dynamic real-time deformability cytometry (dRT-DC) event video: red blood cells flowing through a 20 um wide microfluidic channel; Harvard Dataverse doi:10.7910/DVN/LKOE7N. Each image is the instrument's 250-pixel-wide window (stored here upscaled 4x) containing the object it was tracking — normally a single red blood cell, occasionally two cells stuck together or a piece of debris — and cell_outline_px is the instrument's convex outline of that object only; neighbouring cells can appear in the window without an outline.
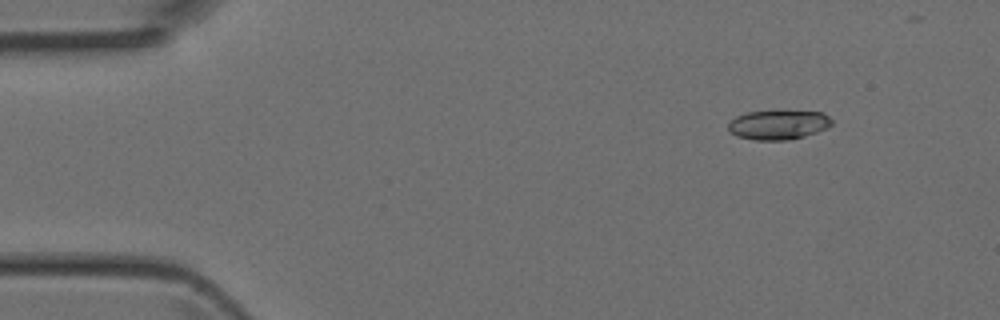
{"species": "Egyptian fruit bat (a non-hibernating species)", "species_latin": "Rousettus aegyptiacus", "temperature_condition": "room temperature", "stored_images_in_passage": 4, "camera_frame_rate_fps": 3000, "um_per_image_px": 0.085, "animal": {"sex": "female"}, "frame": {"image": 1, "passage_image": 2, "time_ms": 0.333, "image_size_px": [1000, 320], "cell_outline_px": [[832, 124], [828, 128], [792, 140], [756, 140], [736, 136], [728, 128], [728, 124], [736, 116], [748, 112], [824, 112], [832, 120]], "centroid_in_image_um": [66.18, 10.63], "position_along_channel_um": 18.8, "area_um2": 17.46}}